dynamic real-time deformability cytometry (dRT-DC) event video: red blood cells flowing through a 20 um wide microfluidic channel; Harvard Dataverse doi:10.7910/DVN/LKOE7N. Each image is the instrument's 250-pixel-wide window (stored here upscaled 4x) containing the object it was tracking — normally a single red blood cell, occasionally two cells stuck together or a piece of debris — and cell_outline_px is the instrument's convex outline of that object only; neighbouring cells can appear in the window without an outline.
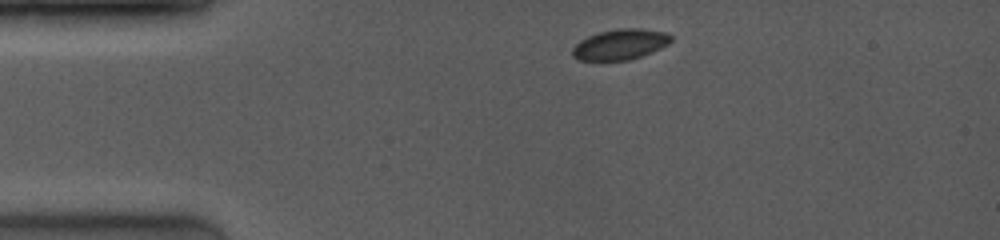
{"species": "common noctule bat (a hibernating species)", "species_latin": "Nyctalus noctula", "temperature_condition": "room temperature", "stored_images_in_passage": 4, "camera_frame_rate_fps": 4000, "um_per_image_px": 0.085, "animal": {"sex": "female", "body_mass_g": 19.0, "forearm_length_mm": 53.3}, "frame": {"image": 1, "passage_image": 1, "time_ms": 0.0, "image_size_px": [1000, 240], "cell_outline_px": [[672, 40], [668, 44], [652, 52], [628, 60], [580, 60], [572, 56], [572, 48], [580, 40], [588, 36], [600, 32], [620, 28], [640, 28], [668, 32], [672, 36]], "centroid_in_image_um": [52.74, 3.76], "position_along_channel_um": 32.3, "area_um2": 17.51}}